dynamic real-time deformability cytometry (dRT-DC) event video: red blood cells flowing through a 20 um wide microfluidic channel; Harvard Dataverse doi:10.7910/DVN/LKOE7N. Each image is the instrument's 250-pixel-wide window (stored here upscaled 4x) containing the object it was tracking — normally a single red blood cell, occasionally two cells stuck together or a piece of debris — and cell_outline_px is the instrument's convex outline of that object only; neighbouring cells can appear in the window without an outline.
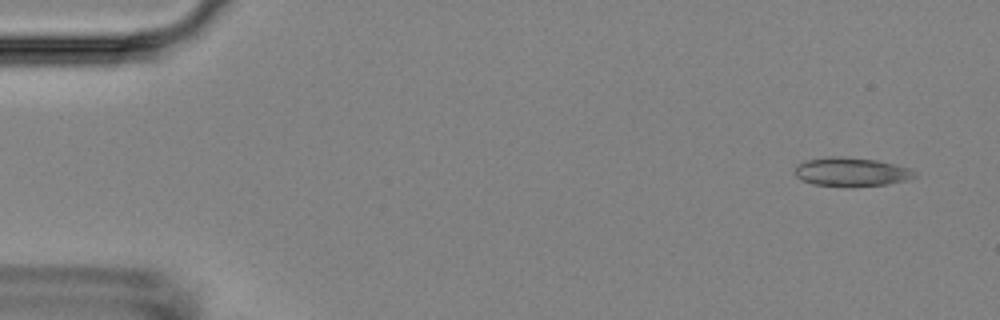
{"species": "Egyptian fruit bat (a non-hibernating species)", "species_latin": "Rousettus aegyptiacus", "temperature_condition": "room temperature", "stored_images_in_passage": 5, "camera_frame_rate_fps": 3000, "um_per_image_px": 0.085, "animal": {"sex": "female"}, "frame": {"image": 1, "passage_image": 1, "time_ms": 0.0, "image_size_px": [1000, 320], "cell_outline_px": [[916, 176], [904, 180], [888, 184], [852, 188], [812, 184], [796, 176], [796, 164], [808, 160], [832, 156], [840, 156], [876, 160], [912, 168], [916, 172]], "centroid_in_image_um": [72.38, 14.63], "position_along_channel_um": 12.6, "area_um2": 20.29}}
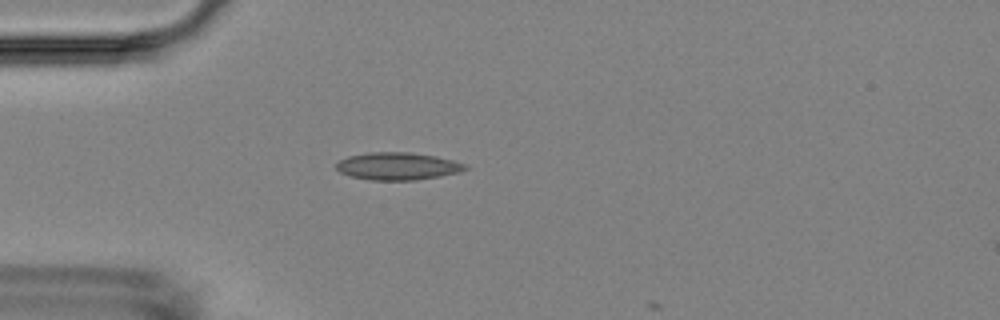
{"frame": {"image": 2, "passage_image": 4, "time_ms": 4.0, "image_size_px": [1000, 320], "cell_outline_px": [[468, 168], [460, 172], [440, 176], [416, 180], [368, 180], [348, 176], [340, 172], [336, 168], [336, 164], [340, 160], [348, 156], [372, 152], [412, 152], [436, 156], [468, 164]], "centroid_in_image_um": [33.81, 14.13], "position_along_channel_um": 51.2, "area_um2": 20.81}}